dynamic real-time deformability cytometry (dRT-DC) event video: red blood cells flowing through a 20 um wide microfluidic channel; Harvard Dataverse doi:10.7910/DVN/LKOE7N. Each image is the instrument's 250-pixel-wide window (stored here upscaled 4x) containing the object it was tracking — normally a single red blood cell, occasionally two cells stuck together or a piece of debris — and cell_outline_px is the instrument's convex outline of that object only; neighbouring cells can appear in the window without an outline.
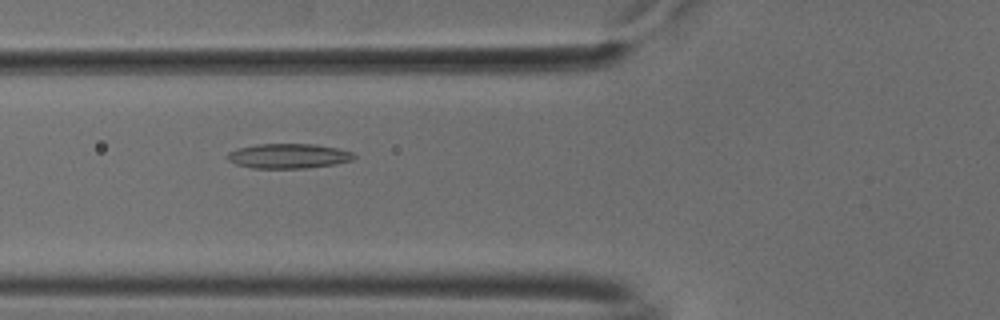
{"species": "common noctule bat (a hibernating species)", "species_latin": "Nyctalus noctula", "temperature_condition": "cold", "stored_images_in_passage": 53, "camera_frame_rate_fps": 3000, "um_per_image_px": 0.085, "animal": {"sex": "male", "body_mass_g": 18.8}, "frame": {"image": 1, "passage_image": 20, "time_ms": 6.333, "image_size_px": [1000, 320], "cell_outline_px": [[356, 156], [352, 160], [332, 164], [308, 168], [252, 168], [236, 164], [228, 160], [224, 156], [228, 152], [236, 148], [256, 144], [316, 144], [336, 148], [352, 152]], "centroid_in_image_um": [24.46, 13.25], "position_along_channel_um": 101.3, "area_um2": 18.32}}
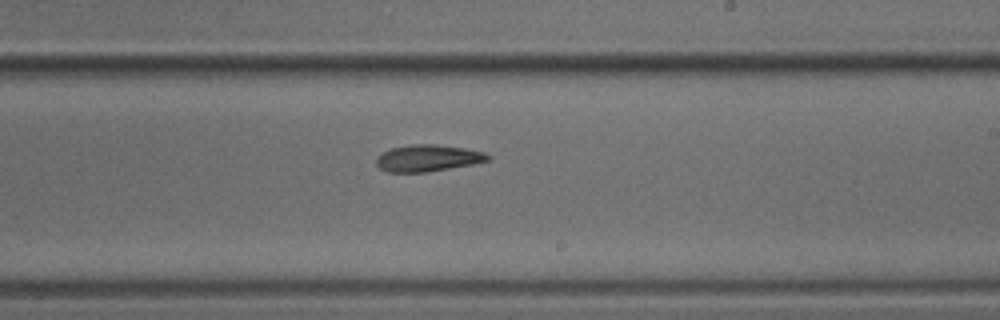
{"frame": {"image": 2, "passage_image": 32, "time_ms": 10.333, "image_size_px": [1000, 320], "cell_outline_px": [[492, 156], [488, 160], [472, 164], [428, 172], [388, 172], [380, 168], [376, 164], [376, 156], [392, 148], [412, 144], [436, 144], [464, 148], [484, 152]], "centroid_in_image_um": [36.36, 13.44], "position_along_channel_um": 252.6, "area_um2": 17.28}}
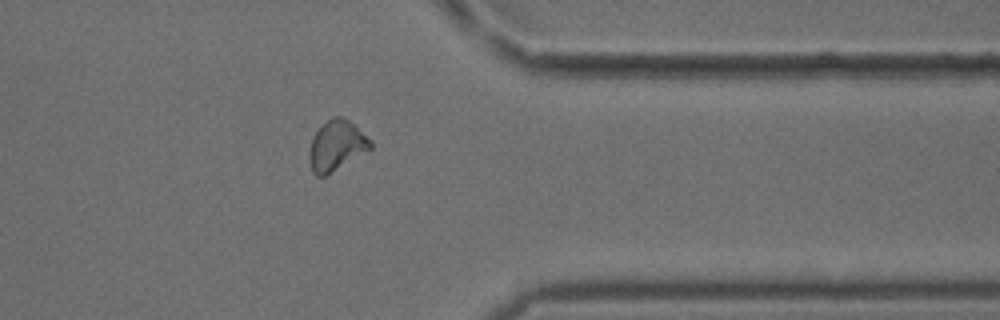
{"frame": {"image": 3, "passage_image": 43, "time_ms": 14.0, "image_size_px": [1000, 320], "cell_outline_px": [[372, 148], [324, 176], [316, 176], [312, 172], [312, 136], [328, 120], [336, 116], [340, 116], [348, 120], [372, 140]], "centroid_in_image_um": [28.66, 12.36], "position_along_channel_um": 382.7, "area_um2": 17.05}, "authors_computed_cell_mechanics": {"area_um2": 17.7446, "velocity_mm_per_s": 3.7798, "shape_relaxation_time_tau1_ms": null, "shape_relaxation_time_tau2_ms": 10.576, "deformation_change_tau1": null, "deformation_change_tau2": 0.1998}}